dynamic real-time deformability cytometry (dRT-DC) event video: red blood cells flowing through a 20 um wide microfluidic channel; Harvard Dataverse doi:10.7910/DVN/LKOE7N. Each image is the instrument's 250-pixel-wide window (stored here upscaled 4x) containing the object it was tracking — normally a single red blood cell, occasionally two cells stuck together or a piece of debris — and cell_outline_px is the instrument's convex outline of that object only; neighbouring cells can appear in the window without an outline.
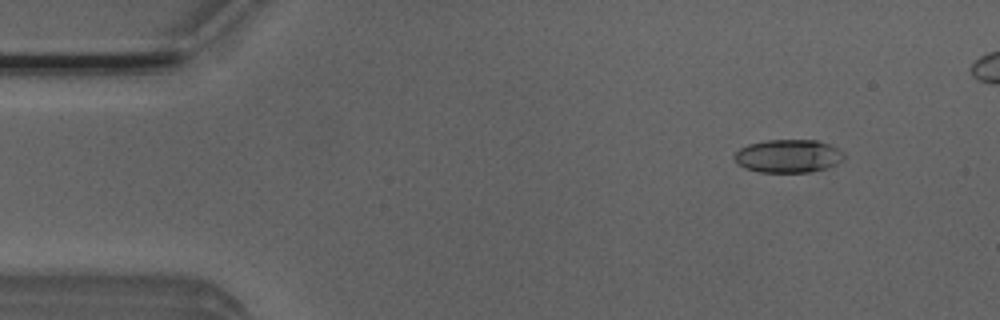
{"species": "Egyptian fruit bat (a non-hibernating species)", "species_latin": "Rousettus aegyptiacus", "temperature_condition": "room temperature", "stored_images_in_passage": 5, "camera_frame_rate_fps": 3000, "um_per_image_px": 0.085, "animal": {"sex": "male"}, "frame": {"image": 1, "passage_image": 2, "time_ms": 0.333, "image_size_px": [1000, 320], "cell_outline_px": [[844, 160], [836, 164], [824, 168], [808, 172], [760, 172], [744, 168], [736, 164], [732, 156], [740, 148], [748, 144], [764, 140], [816, 140], [828, 144], [844, 152]], "centroid_in_image_um": [66.95, 13.26], "position_along_channel_um": 18.0, "area_um2": 21.27}}